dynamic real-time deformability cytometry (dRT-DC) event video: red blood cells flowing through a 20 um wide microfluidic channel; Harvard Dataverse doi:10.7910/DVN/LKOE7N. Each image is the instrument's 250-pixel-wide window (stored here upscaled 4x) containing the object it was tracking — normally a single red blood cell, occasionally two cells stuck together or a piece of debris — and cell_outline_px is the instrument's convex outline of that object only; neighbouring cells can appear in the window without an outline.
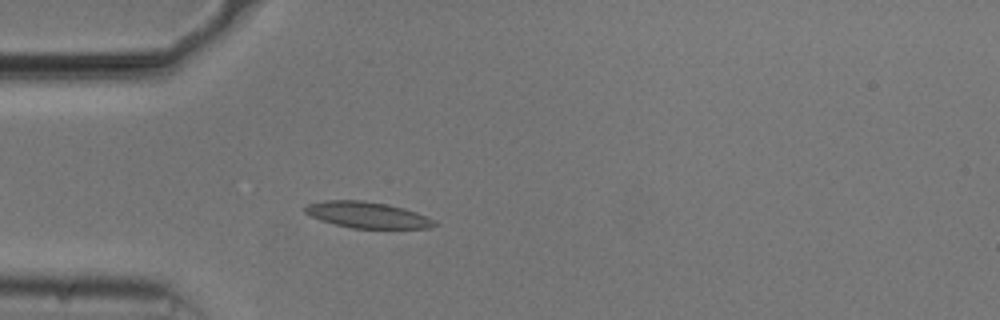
{"species": "common noctule bat (a hibernating species)", "species_latin": "Nyctalus noctula", "temperature_condition": "cold", "stored_images_in_passage": 39, "camera_frame_rate_fps": 3000, "um_per_image_px": 0.085, "animal": {"sex": "male", "body_mass_g": 20.5, "forearm_length_mm": 52.5}, "frame": {"image": 1, "passage_image": 6, "time_ms": 1.667, "image_size_px": [1000, 320], "cell_outline_px": [[440, 224], [428, 228], [352, 228], [320, 220], [304, 212], [304, 208], [308, 204], [324, 200], [364, 200], [384, 204], [416, 212]], "centroid_in_image_um": [31.18, 18.27], "position_along_channel_um": 53.8, "area_um2": 19.36}}
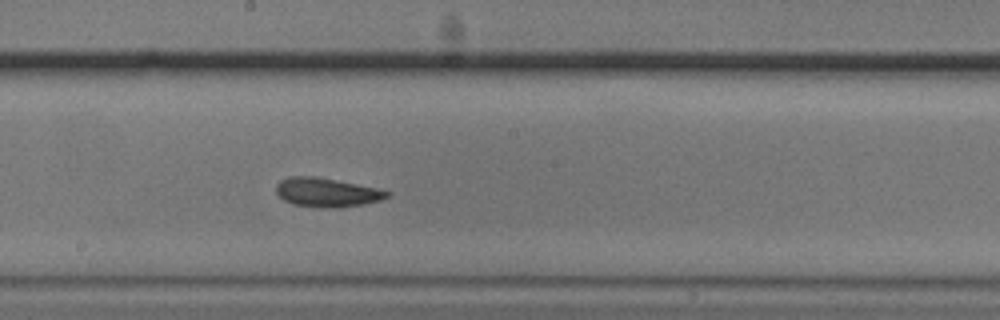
{"frame": {"image": 2, "passage_image": 20, "time_ms": 6.333, "image_size_px": [1000, 320], "cell_outline_px": [[392, 192], [388, 196], [380, 200], [364, 204], [340, 208], [320, 208], [292, 204], [284, 200], [276, 192], [276, 184], [280, 180], [292, 176], [312, 176], [380, 188]], "centroid_in_image_um": [27.79, 16.36], "position_along_channel_um": 220.4, "area_um2": 18.84}}
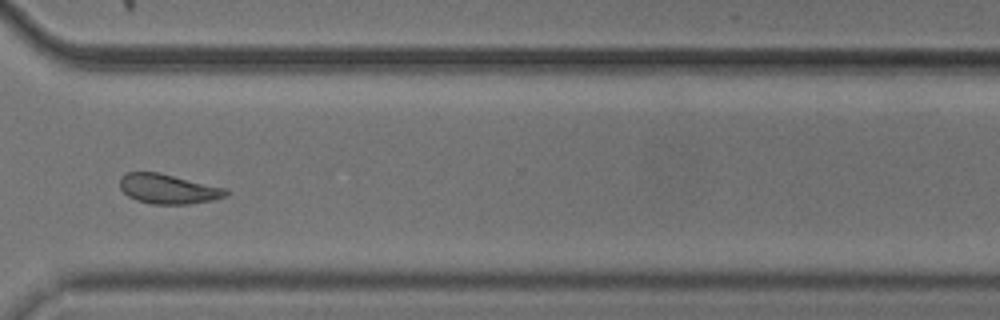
{"frame": {"image": 3, "passage_image": 31, "time_ms": 10.0, "image_size_px": [1000, 320], "cell_outline_px": [[228, 192], [224, 196], [212, 200], [188, 204], [152, 204], [136, 200], [128, 196], [120, 188], [120, 176], [128, 172], [160, 172], [228, 188]], "centroid_in_image_um": [14.29, 16.04], "position_along_channel_um": 356.3, "area_um2": 18.5}, "authors_computed_cell_mechanics": {"area_um2": 18.4382, "velocity_mm_per_s": 3.7186, "shape_relaxation_time_tau1_ms": 2.9891, "shape_relaxation_time_tau2_ms": 2.0744, "deformation_change_tau1": 0.1014, "deformation_change_tau2": 0.0709}}